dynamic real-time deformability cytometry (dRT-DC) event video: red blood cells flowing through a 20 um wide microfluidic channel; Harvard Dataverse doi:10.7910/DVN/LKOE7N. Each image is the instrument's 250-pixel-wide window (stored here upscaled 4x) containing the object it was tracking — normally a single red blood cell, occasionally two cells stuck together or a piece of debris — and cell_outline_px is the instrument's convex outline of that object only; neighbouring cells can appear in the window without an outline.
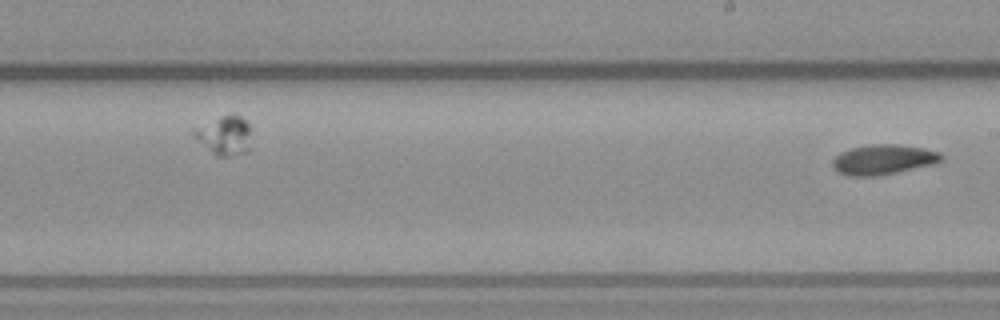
{"species": "common noctule bat (a hibernating species)", "species_latin": "Nyctalus noctula", "temperature_condition": "warm", "stored_images_in_passage": 23, "segment_of_instrument_passage": [2, 2], "camera_frame_rate_fps": 3000, "um_per_image_px": 0.085, "animal": {"sex": "male", "body_mass_g": 23.1, "forearm_length_mm": 52.7}, "frame": {"image": 1, "passage_image": 23, "time_ms": 7.333, "image_size_px": [1000, 320], "cell_outline_px": [[944, 160], [932, 164], [896, 172], [876, 176], [848, 176], [836, 172], [832, 168], [832, 160], [840, 152], [852, 148], [872, 144], [900, 144], [924, 148], [940, 152], [944, 156]], "centroid_in_image_um": [75.06, 13.56], "position_along_channel_um": 213.9, "area_um2": 19.13}}